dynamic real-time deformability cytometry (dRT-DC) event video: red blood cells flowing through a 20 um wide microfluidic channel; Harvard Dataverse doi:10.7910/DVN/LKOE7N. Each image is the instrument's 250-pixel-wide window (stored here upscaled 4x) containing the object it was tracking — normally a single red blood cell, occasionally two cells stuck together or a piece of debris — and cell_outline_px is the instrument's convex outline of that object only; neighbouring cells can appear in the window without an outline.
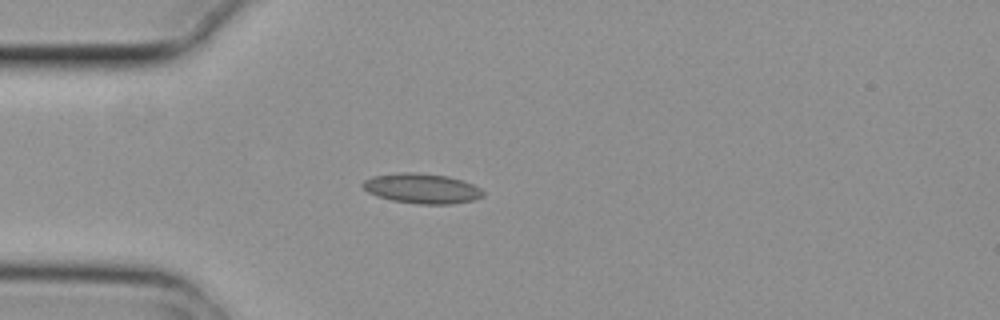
{"species": "common noctule bat (a hibernating species)", "species_latin": "Nyctalus noctula", "temperature_condition": "cold", "stored_images_in_passage": 4, "camera_frame_rate_fps": 3000, "um_per_image_px": 0.085, "animal": {"sex": "female", "body_mass_g": 29.2, "forearm_length_mm": 56.3}, "frame": {"image": 1, "passage_image": 4, "time_ms": 1.0, "image_size_px": [1000, 320], "cell_outline_px": [[484, 196], [476, 200], [452, 204], [416, 204], [392, 200], [376, 196], [368, 192], [360, 184], [364, 180], [372, 176], [400, 172], [412, 172], [448, 176], [464, 180], [480, 188], [484, 192]], "centroid_in_image_um": [35.87, 16.02], "position_along_channel_um": 49.1, "area_um2": 21.27}}